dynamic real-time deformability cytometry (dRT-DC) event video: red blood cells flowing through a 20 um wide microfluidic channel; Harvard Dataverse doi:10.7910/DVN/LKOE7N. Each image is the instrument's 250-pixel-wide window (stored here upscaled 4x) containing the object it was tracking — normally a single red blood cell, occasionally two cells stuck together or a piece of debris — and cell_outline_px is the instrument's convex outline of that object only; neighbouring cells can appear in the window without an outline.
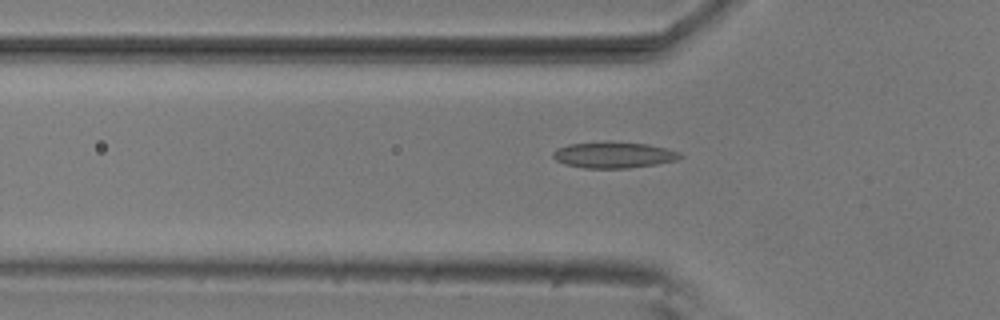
{"species": "common noctule bat (a hibernating species)", "species_latin": "Nyctalus noctula", "temperature_condition": "room temperature", "stored_images_in_passage": 31, "camera_frame_rate_fps": 3000, "um_per_image_px": 0.085, "animal": {"sex": "male", "body_mass_g": 20.5, "forearm_length_mm": 52.5}, "frame": {"image": 1, "passage_image": 15, "time_ms": 4.667, "image_size_px": [1000, 320], "cell_outline_px": [[684, 156], [676, 160], [656, 164], [628, 168], [584, 168], [564, 164], [556, 160], [552, 156], [552, 152], [556, 148], [568, 144], [604, 140], [608, 140], [648, 144], [668, 148], [680, 152]], "centroid_in_image_um": [52.15, 13.14], "position_along_channel_um": 73.7, "area_um2": 19.88}}
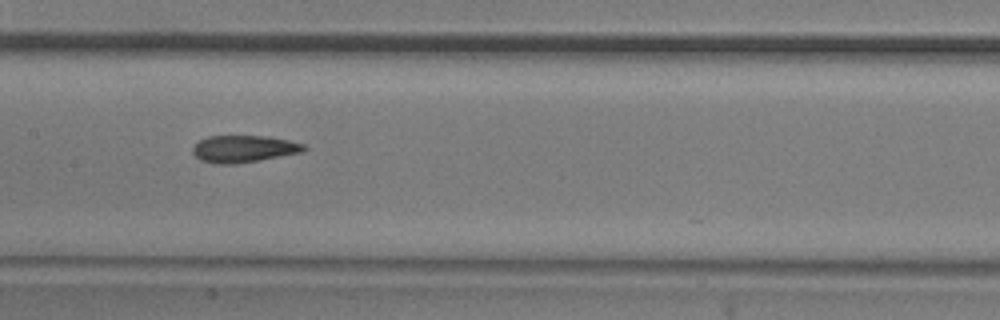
{"frame": {"image": 2, "passage_image": 24, "time_ms": 7.667, "image_size_px": [1000, 320], "cell_outline_px": [[308, 148], [304, 152], [260, 160], [236, 164], [216, 164], [200, 160], [192, 152], [192, 148], [200, 140], [208, 136], [268, 136], [288, 140], [304, 144]], "centroid_in_image_um": [20.74, 12.66], "position_along_channel_um": 186.7, "area_um2": 17.63}}
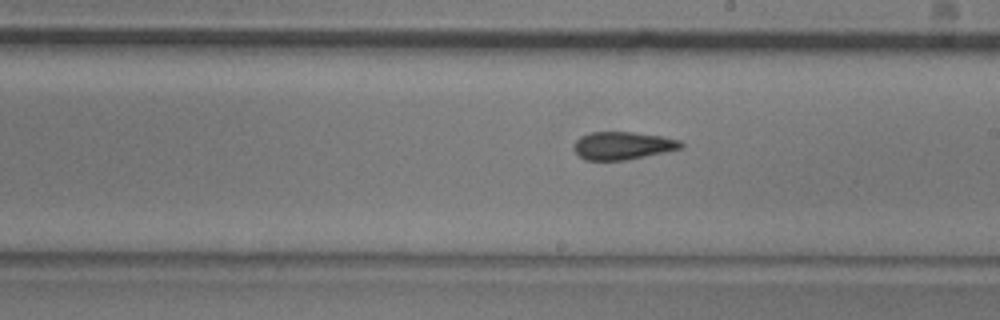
{"frame": {"image": 3, "passage_image": 28, "time_ms": 9.0, "image_size_px": [1000, 320], "cell_outline_px": [[684, 148], [624, 160], [584, 160], [572, 148], [572, 144], [580, 136], [592, 132], [632, 132], [664, 136], [680, 140], [684, 144]], "centroid_in_image_um": [52.93, 12.37], "position_along_channel_um": 236.1, "area_um2": 17.46}}